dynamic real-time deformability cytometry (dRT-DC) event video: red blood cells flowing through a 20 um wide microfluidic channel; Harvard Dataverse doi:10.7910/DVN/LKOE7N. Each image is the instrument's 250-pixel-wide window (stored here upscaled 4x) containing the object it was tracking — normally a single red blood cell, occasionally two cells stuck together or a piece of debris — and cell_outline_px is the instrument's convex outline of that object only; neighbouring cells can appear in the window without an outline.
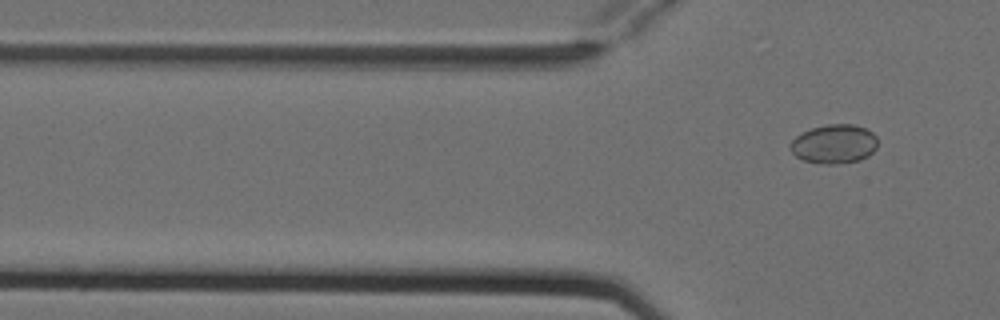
{"species": "Egyptian fruit bat (a non-hibernating species)", "species_latin": "Rousettus aegyptiacus", "temperature_condition": "cold", "stored_images_in_passage": 7, "camera_frame_rate_fps": 3000, "um_per_image_px": 0.085, "animal": {"sex": "female"}, "frame": {"image": 1, "passage_image": 7, "time_ms": 2.0, "image_size_px": [1000, 320], "cell_outline_px": [[876, 148], [868, 156], [860, 160], [832, 164], [816, 164], [804, 160], [796, 156], [792, 152], [792, 140], [796, 136], [812, 128], [828, 124], [852, 124], [864, 128], [872, 132], [876, 136]], "centroid_in_image_um": [70.91, 12.24], "position_along_channel_um": 54.9, "area_um2": 19.65}}